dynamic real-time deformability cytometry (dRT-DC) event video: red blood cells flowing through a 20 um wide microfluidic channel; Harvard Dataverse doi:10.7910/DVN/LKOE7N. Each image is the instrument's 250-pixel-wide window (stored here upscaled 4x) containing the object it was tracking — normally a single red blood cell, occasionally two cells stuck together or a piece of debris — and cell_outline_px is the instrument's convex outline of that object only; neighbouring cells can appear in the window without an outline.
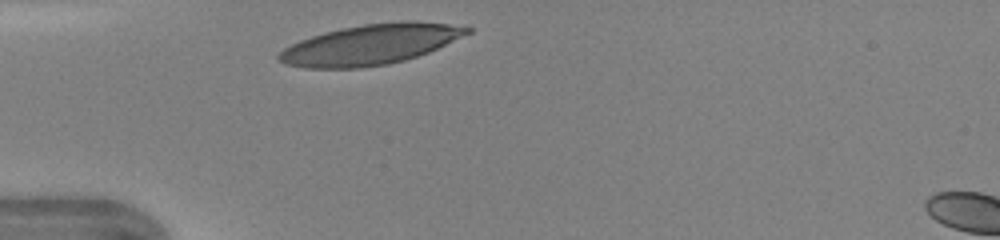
{"species": "human", "species_latin": "Homo sapiens", "temperature_condition": "warm", "stored_images_in_passage": 25, "camera_frame_rate_fps": 3000, "um_per_image_px": 0.085, "donor": {"sex": "female"}, "frame": {"image": 1, "passage_image": 1, "time_ms": 0.0, "image_size_px": [1000, 240], "cell_outline_px": [[472, 32], [428, 52], [404, 60], [388, 64], [360, 68], [304, 68], [284, 64], [276, 60], [276, 56], [284, 48], [300, 40], [324, 32], [340, 28], [364, 24], [400, 20], [404, 20], [448, 24], [472, 28]], "centroid_in_image_um": [31.44, 3.78], "position_along_channel_um": 53.6, "area_um2": 44.1}}
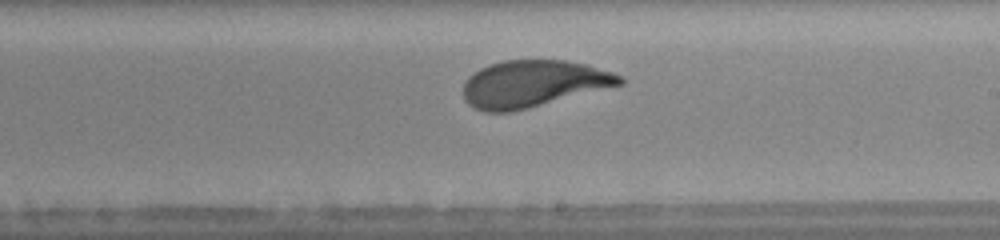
{"frame": {"image": 2, "passage_image": 15, "time_ms": 4.667, "image_size_px": [1000, 240], "cell_outline_px": [[624, 84], [528, 108], [508, 112], [484, 112], [468, 104], [464, 100], [464, 80], [468, 76], [480, 68], [488, 64], [504, 60], [564, 60], [588, 64], [624, 76]], "centroid_in_image_um": [45.32, 7.11], "position_along_channel_um": 243.7, "area_um2": 42.89}, "authors_computed_cell_mechanics": {"area_um2": 43.639, "velocity_mm_per_s": 4.3426, "shape_relaxation_time_tau1_ms": 2.5619, "shape_relaxation_time_tau2_ms": null, "deformation_change_tau1": 0.181, "deformation_change_tau2": null}}